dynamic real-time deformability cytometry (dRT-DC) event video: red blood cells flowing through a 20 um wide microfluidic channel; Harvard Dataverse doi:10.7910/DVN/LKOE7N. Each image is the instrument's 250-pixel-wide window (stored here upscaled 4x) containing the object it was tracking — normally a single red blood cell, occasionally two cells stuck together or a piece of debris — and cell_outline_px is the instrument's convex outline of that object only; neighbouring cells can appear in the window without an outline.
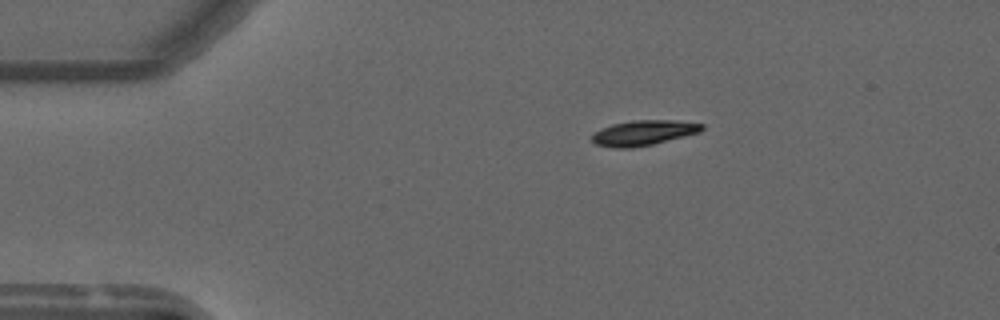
{"species": "common noctule bat (a hibernating species)", "species_latin": "Nyctalus noctula", "temperature_condition": "warm", "stored_images_in_passage": 2, "camera_frame_rate_fps": 3000, "um_per_image_px": 0.085, "animal": {"sex": "male", "forearm_length_mm": 52.5}, "frame": {"image": 1, "passage_image": 1, "time_ms": 0.0, "image_size_px": [1000, 320], "cell_outline_px": [[704, 128], [700, 132], [652, 144], [632, 148], [616, 148], [596, 144], [592, 140], [592, 136], [600, 128], [612, 124], [632, 120], [676, 120], [704, 124]], "centroid_in_image_um": [54.71, 11.28], "position_along_channel_um": 30.3, "area_um2": 16.01}}